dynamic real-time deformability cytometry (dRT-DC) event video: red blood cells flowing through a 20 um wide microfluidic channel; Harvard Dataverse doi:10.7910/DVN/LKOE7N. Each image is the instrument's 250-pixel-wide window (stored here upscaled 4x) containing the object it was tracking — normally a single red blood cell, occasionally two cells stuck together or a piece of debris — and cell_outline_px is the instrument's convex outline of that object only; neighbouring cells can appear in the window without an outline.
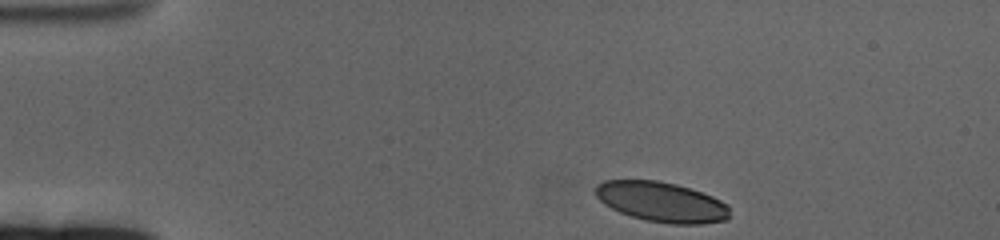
{"species": "human", "species_latin": "Homo sapiens", "temperature_condition": "cold", "stored_images_in_passage": 52, "camera_frame_rate_fps": 3000, "um_per_image_px": 0.085, "donor": {"sex": "female"}, "frame": {"image": 1, "passage_image": 1, "time_ms": 0.0, "image_size_px": [1000, 240], "cell_outline_px": [[728, 220], [700, 224], [668, 224], [644, 220], [620, 212], [604, 204], [596, 196], [596, 184], [604, 180], [656, 180], [676, 184], [712, 196], [728, 204]], "centroid_in_image_um": [56.22, 17.17], "position_along_channel_um": 28.8, "area_um2": 31.27}}
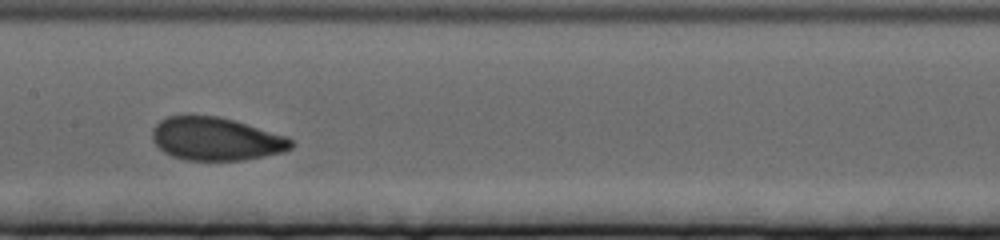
{"frame": {"image": 2, "passage_image": 22, "time_ms": 7.0, "image_size_px": [1000, 240], "cell_outline_px": [[292, 148], [284, 152], [244, 160], [184, 160], [172, 156], [164, 152], [152, 140], [152, 128], [160, 120], [168, 116], [216, 116], [232, 120], [288, 136], [292, 140]], "centroid_in_image_um": [18.36, 11.82], "position_along_channel_um": 189.0, "area_um2": 34.74}}
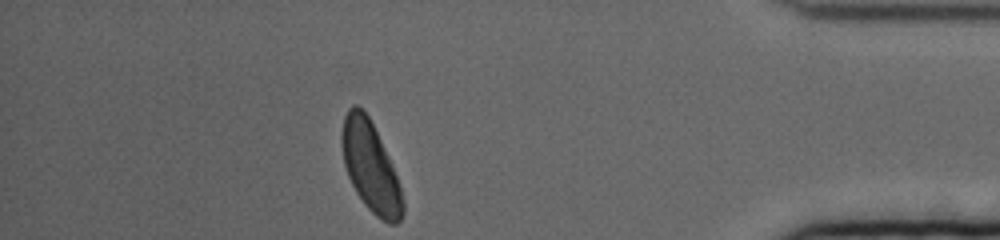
{"frame": {"image": 3, "passage_image": 45, "time_ms": 14.667, "image_size_px": [1000, 240], "cell_outline_px": [[404, 212], [400, 220], [396, 224], [388, 224], [380, 220], [364, 204], [356, 192], [348, 176], [344, 164], [340, 144], [340, 136], [344, 116], [348, 108], [352, 104], [356, 104], [368, 116], [380, 140], [396, 176], [400, 188], [404, 204]], "centroid_in_image_um": [31.46, 14.2], "position_along_channel_um": 403.7, "area_um2": 31.62}, "authors_computed_cell_mechanics": {"area_um2": 33.6107, "velocity_mm_per_s": 3.2989, "shape_relaxation_time_tau1_ms": 3.6982, "shape_relaxation_time_tau2_ms": 1.3447, "deformation_change_tau1": 0.1297, "deformation_change_tau2": 0.0599}}